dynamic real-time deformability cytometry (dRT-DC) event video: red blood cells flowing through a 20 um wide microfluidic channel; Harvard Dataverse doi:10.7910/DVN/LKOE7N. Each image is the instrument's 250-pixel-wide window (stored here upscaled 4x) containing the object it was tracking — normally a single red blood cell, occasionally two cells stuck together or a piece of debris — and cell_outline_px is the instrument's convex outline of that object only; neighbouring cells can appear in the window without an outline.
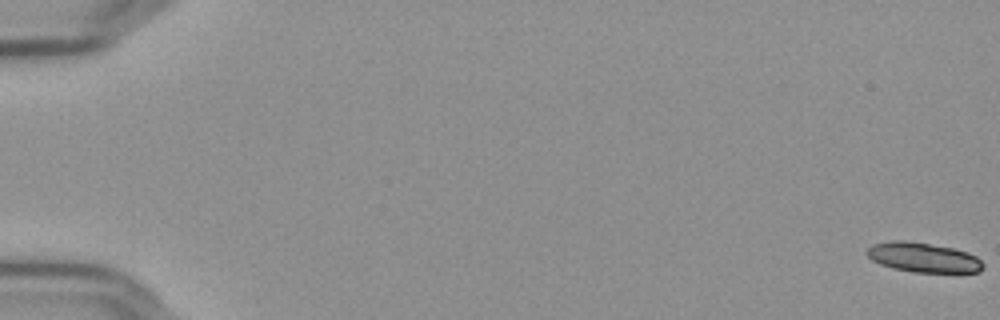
{"species": "Egyptian fruit bat (a non-hibernating species)", "species_latin": "Rousettus aegyptiacus", "temperature_condition": "cold", "stored_images_in_passage": 58, "camera_frame_rate_fps": 3000, "um_per_image_px": 0.085, "frame": {"image": 1, "passage_image": 1, "time_ms": 0.0, "image_size_px": [1000, 320], "cell_outline_px": [[984, 268], [980, 272], [916, 272], [892, 268], [880, 264], [872, 260], [864, 252], [872, 244], [892, 240], [904, 240], [952, 248], [968, 252], [976, 256], [984, 264]], "centroid_in_image_um": [78.46, 21.88], "position_along_channel_um": 6.5, "area_um2": 20.06}}
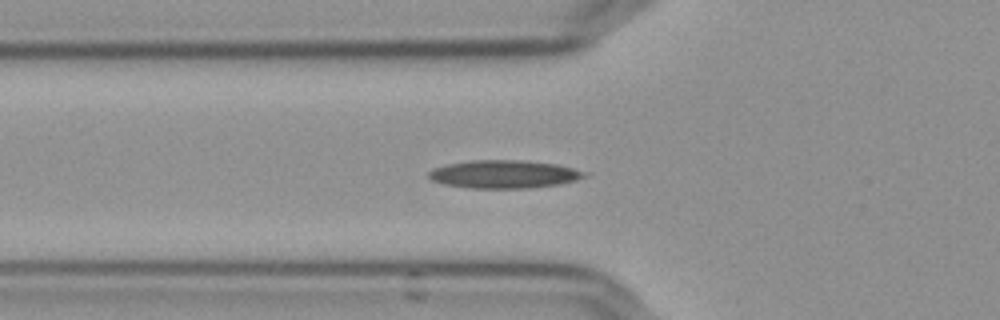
{"frame": {"image": 2, "passage_image": 22, "time_ms": 7.0, "image_size_px": [1000, 320], "cell_outline_px": [[588, 176], [576, 180], [560, 184], [532, 188], [468, 188], [444, 184], [432, 180], [428, 176], [428, 172], [432, 168], [448, 164], [472, 160], [520, 160], [556, 164], [588, 172]], "centroid_in_image_um": [42.85, 14.81], "position_along_channel_um": 82.9, "area_um2": 25.55}}
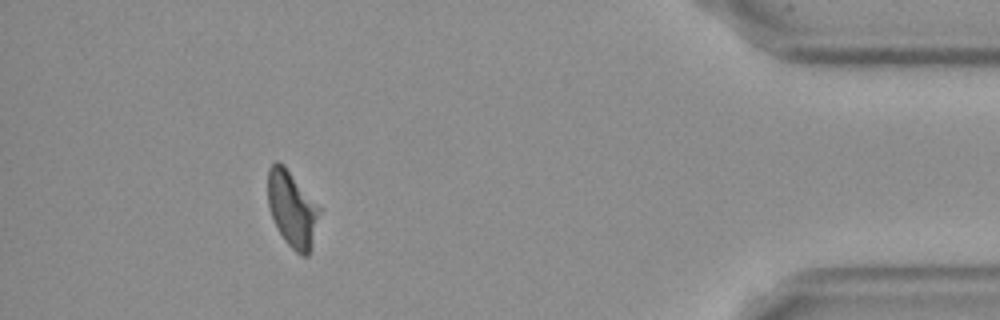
{"frame": {"image": 3, "passage_image": 53, "time_ms": 17.333, "image_size_px": [1000, 320], "cell_outline_px": [[324, 208], [308, 256], [300, 256], [284, 240], [272, 216], [268, 204], [268, 168], [276, 160], [284, 164]], "centroid_in_image_um": [24.9, 17.73], "position_along_channel_um": 410.3, "area_um2": 23.52}, "authors_computed_cell_mechanics": {"area_um2": 23.5246, "velocity_mm_per_s": 3.6311, "shape_relaxation_time_tau1_ms": null, "shape_relaxation_time_tau2_ms": 8.5037, "deformation_change_tau1": null, "deformation_change_tau2": 0.1968}}